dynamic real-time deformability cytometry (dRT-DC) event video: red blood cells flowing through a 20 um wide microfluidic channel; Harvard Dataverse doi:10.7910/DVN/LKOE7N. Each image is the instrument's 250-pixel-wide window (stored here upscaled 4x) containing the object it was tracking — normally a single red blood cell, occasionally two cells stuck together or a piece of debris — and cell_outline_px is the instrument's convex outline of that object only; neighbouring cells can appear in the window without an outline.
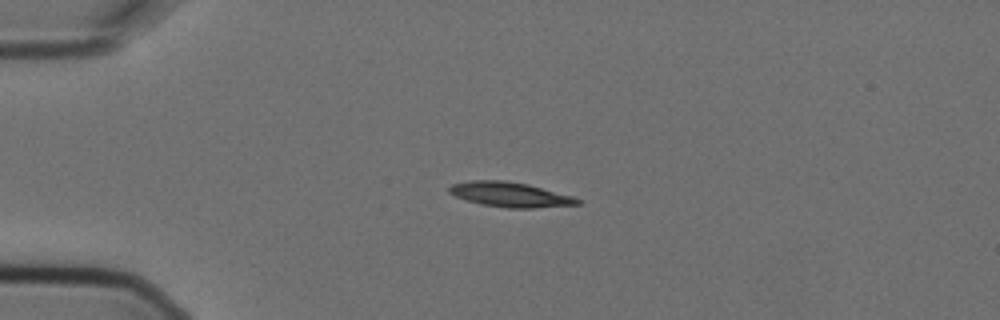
{"species": "Egyptian fruit bat (a non-hibernating species)", "species_latin": "Rousettus aegyptiacus", "temperature_condition": "cold", "stored_images_in_passage": 3, "camera_frame_rate_fps": 3000, "um_per_image_px": 0.085, "animal": {"sex": "female"}, "frame": {"image": 1, "passage_image": 2, "time_ms": 0.333, "image_size_px": [1000, 320], "cell_outline_px": [[580, 204], [532, 208], [508, 208], [480, 204], [456, 196], [448, 192], [448, 188], [452, 184], [472, 180], [504, 180], [528, 184], [572, 196], [580, 200]], "centroid_in_image_um": [43.34, 16.53], "position_along_channel_um": 41.7, "area_um2": 18.38}}